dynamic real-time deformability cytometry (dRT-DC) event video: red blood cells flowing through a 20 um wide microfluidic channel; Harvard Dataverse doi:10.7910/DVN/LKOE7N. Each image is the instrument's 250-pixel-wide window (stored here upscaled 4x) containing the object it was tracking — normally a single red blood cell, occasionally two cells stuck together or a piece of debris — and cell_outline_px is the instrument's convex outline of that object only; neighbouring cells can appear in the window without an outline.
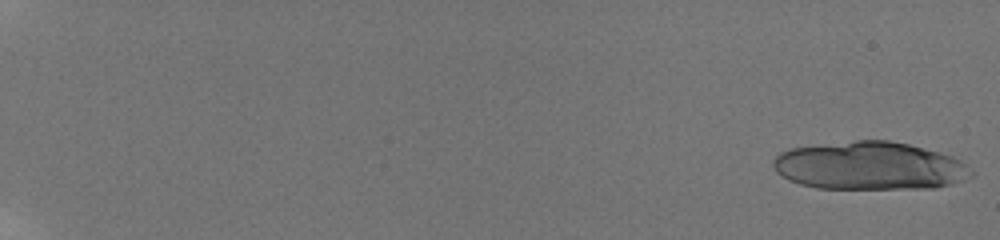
{"species": "human", "species_latin": "Homo sapiens", "temperature_condition": "room temperature", "stored_images_in_passage": 23, "camera_frame_rate_fps": 3000, "um_per_image_px": 0.085, "donor": {"sex": "male"}, "frame": {"image": 1, "passage_image": 1, "time_ms": 0.0, "image_size_px": [1000, 240], "cell_outline_px": [[972, 176], [964, 180], [952, 184], [932, 188], [816, 188], [800, 184], [788, 180], [776, 172], [772, 164], [772, 160], [780, 152], [788, 148], [856, 140], [888, 140], [908, 144], [952, 156], [960, 160], [972, 172]], "centroid_in_image_um": [73.87, 14.1], "position_along_channel_um": 11.1, "area_um2": 55.37}}